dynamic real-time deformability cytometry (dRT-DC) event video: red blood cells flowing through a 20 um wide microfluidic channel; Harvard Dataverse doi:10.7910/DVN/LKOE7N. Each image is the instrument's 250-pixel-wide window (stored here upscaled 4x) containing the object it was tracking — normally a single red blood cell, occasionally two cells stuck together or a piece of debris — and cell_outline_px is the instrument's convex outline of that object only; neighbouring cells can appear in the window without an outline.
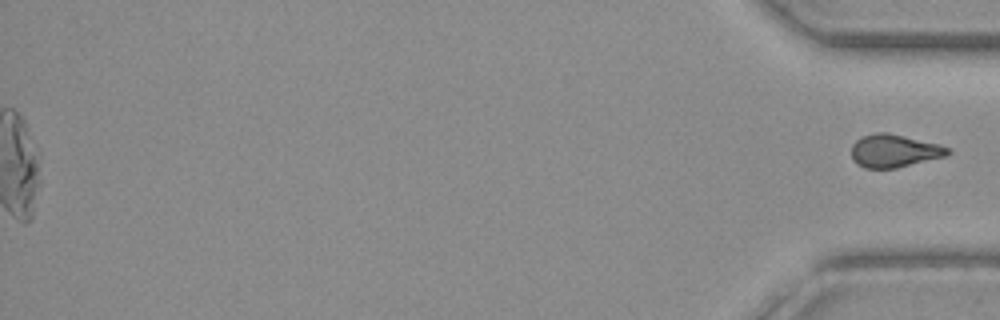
{"species": "common noctule bat (a hibernating species)", "species_latin": "Nyctalus noctula", "temperature_condition": "warm", "stored_images_in_passage": 59, "segment_of_instrument_passage": [2, 2], "camera_frame_rate_fps": 3000, "um_per_image_px": 0.085, "animal": {"sex": "female", "body_mass_g": 19.3, "forearm_length_mm": 54.1}, "frame": {"image": 1, "passage_image": 59, "time_ms": 19.333, "image_size_px": [1000, 320], "cell_outline_px": [[952, 152], [948, 156], [896, 168], [864, 168], [856, 164], [852, 160], [852, 144], [860, 136], [876, 132], [888, 132], [940, 144], [952, 148]], "centroid_in_image_um": [76.04, 12.82], "position_along_channel_um": 359.2, "area_um2": 18.9}}